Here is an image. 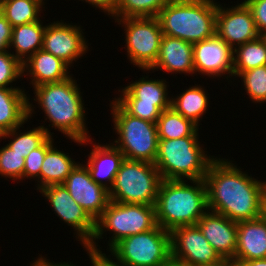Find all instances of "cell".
Wrapping results in <instances>:
<instances>
[{
	"mask_svg": "<svg viewBox=\"0 0 266 266\" xmlns=\"http://www.w3.org/2000/svg\"><path fill=\"white\" fill-rule=\"evenodd\" d=\"M124 27L125 47L130 64L149 70L156 62L163 32L157 17H127L114 19Z\"/></svg>",
	"mask_w": 266,
	"mask_h": 266,
	"instance_id": "11",
	"label": "cell"
},
{
	"mask_svg": "<svg viewBox=\"0 0 266 266\" xmlns=\"http://www.w3.org/2000/svg\"><path fill=\"white\" fill-rule=\"evenodd\" d=\"M157 225L155 206L110 201L102 215L95 221V233L85 250L87 253L105 255L96 241L103 239L107 231L112 234L107 243L109 251L120 240L147 232Z\"/></svg>",
	"mask_w": 266,
	"mask_h": 266,
	"instance_id": "6",
	"label": "cell"
},
{
	"mask_svg": "<svg viewBox=\"0 0 266 266\" xmlns=\"http://www.w3.org/2000/svg\"><path fill=\"white\" fill-rule=\"evenodd\" d=\"M238 77L252 103L266 102V65L244 71Z\"/></svg>",
	"mask_w": 266,
	"mask_h": 266,
	"instance_id": "32",
	"label": "cell"
},
{
	"mask_svg": "<svg viewBox=\"0 0 266 266\" xmlns=\"http://www.w3.org/2000/svg\"><path fill=\"white\" fill-rule=\"evenodd\" d=\"M263 196H264L263 204H266V181L264 180H263Z\"/></svg>",
	"mask_w": 266,
	"mask_h": 266,
	"instance_id": "44",
	"label": "cell"
},
{
	"mask_svg": "<svg viewBox=\"0 0 266 266\" xmlns=\"http://www.w3.org/2000/svg\"><path fill=\"white\" fill-rule=\"evenodd\" d=\"M218 2L172 0L156 16L163 35L195 44L215 35Z\"/></svg>",
	"mask_w": 266,
	"mask_h": 266,
	"instance_id": "4",
	"label": "cell"
},
{
	"mask_svg": "<svg viewBox=\"0 0 266 266\" xmlns=\"http://www.w3.org/2000/svg\"><path fill=\"white\" fill-rule=\"evenodd\" d=\"M12 26L0 13V52L9 50Z\"/></svg>",
	"mask_w": 266,
	"mask_h": 266,
	"instance_id": "37",
	"label": "cell"
},
{
	"mask_svg": "<svg viewBox=\"0 0 266 266\" xmlns=\"http://www.w3.org/2000/svg\"><path fill=\"white\" fill-rule=\"evenodd\" d=\"M79 1H85L89 5H92V7L99 9L101 12H105V14L109 15L110 17L115 16L116 7L118 4V0H79ZM111 14V15H110Z\"/></svg>",
	"mask_w": 266,
	"mask_h": 266,
	"instance_id": "38",
	"label": "cell"
},
{
	"mask_svg": "<svg viewBox=\"0 0 266 266\" xmlns=\"http://www.w3.org/2000/svg\"><path fill=\"white\" fill-rule=\"evenodd\" d=\"M172 0H118L114 19L127 17H156Z\"/></svg>",
	"mask_w": 266,
	"mask_h": 266,
	"instance_id": "31",
	"label": "cell"
},
{
	"mask_svg": "<svg viewBox=\"0 0 266 266\" xmlns=\"http://www.w3.org/2000/svg\"><path fill=\"white\" fill-rule=\"evenodd\" d=\"M170 235L171 256L189 266H215L223 261L197 225L177 227Z\"/></svg>",
	"mask_w": 266,
	"mask_h": 266,
	"instance_id": "13",
	"label": "cell"
},
{
	"mask_svg": "<svg viewBox=\"0 0 266 266\" xmlns=\"http://www.w3.org/2000/svg\"><path fill=\"white\" fill-rule=\"evenodd\" d=\"M38 192L50 203L51 209L68 226L73 227L74 236L85 248L95 233V221L71 197L63 184L43 187ZM79 239V240H78Z\"/></svg>",
	"mask_w": 266,
	"mask_h": 266,
	"instance_id": "12",
	"label": "cell"
},
{
	"mask_svg": "<svg viewBox=\"0 0 266 266\" xmlns=\"http://www.w3.org/2000/svg\"><path fill=\"white\" fill-rule=\"evenodd\" d=\"M161 266H189V265L181 260L175 259L174 257L170 256Z\"/></svg>",
	"mask_w": 266,
	"mask_h": 266,
	"instance_id": "41",
	"label": "cell"
},
{
	"mask_svg": "<svg viewBox=\"0 0 266 266\" xmlns=\"http://www.w3.org/2000/svg\"><path fill=\"white\" fill-rule=\"evenodd\" d=\"M205 87L198 85L191 86L179 95L171 96V107L181 114L185 119L195 123L198 127L206 111L209 109V94ZM201 120V121H200Z\"/></svg>",
	"mask_w": 266,
	"mask_h": 266,
	"instance_id": "26",
	"label": "cell"
},
{
	"mask_svg": "<svg viewBox=\"0 0 266 266\" xmlns=\"http://www.w3.org/2000/svg\"><path fill=\"white\" fill-rule=\"evenodd\" d=\"M199 135L177 139H158L155 166L164 180L204 179L210 163L216 158L207 155ZM204 149V150H203Z\"/></svg>",
	"mask_w": 266,
	"mask_h": 266,
	"instance_id": "5",
	"label": "cell"
},
{
	"mask_svg": "<svg viewBox=\"0 0 266 266\" xmlns=\"http://www.w3.org/2000/svg\"><path fill=\"white\" fill-rule=\"evenodd\" d=\"M54 144V139L50 136L40 147L31 151L24 159V171L23 180L36 179L37 190H40V171L43 160L45 159V154L47 150Z\"/></svg>",
	"mask_w": 266,
	"mask_h": 266,
	"instance_id": "34",
	"label": "cell"
},
{
	"mask_svg": "<svg viewBox=\"0 0 266 266\" xmlns=\"http://www.w3.org/2000/svg\"><path fill=\"white\" fill-rule=\"evenodd\" d=\"M63 185L94 221L102 215L111 201L109 190L92 180L83 162L76 165Z\"/></svg>",
	"mask_w": 266,
	"mask_h": 266,
	"instance_id": "16",
	"label": "cell"
},
{
	"mask_svg": "<svg viewBox=\"0 0 266 266\" xmlns=\"http://www.w3.org/2000/svg\"><path fill=\"white\" fill-rule=\"evenodd\" d=\"M215 34L232 49L259 37L252 12L244 1L229 8L218 2Z\"/></svg>",
	"mask_w": 266,
	"mask_h": 266,
	"instance_id": "15",
	"label": "cell"
},
{
	"mask_svg": "<svg viewBox=\"0 0 266 266\" xmlns=\"http://www.w3.org/2000/svg\"><path fill=\"white\" fill-rule=\"evenodd\" d=\"M22 77V63L9 50L0 52V87L19 88L11 84Z\"/></svg>",
	"mask_w": 266,
	"mask_h": 266,
	"instance_id": "35",
	"label": "cell"
},
{
	"mask_svg": "<svg viewBox=\"0 0 266 266\" xmlns=\"http://www.w3.org/2000/svg\"><path fill=\"white\" fill-rule=\"evenodd\" d=\"M215 266H241L240 263L233 260H223L220 264Z\"/></svg>",
	"mask_w": 266,
	"mask_h": 266,
	"instance_id": "43",
	"label": "cell"
},
{
	"mask_svg": "<svg viewBox=\"0 0 266 266\" xmlns=\"http://www.w3.org/2000/svg\"><path fill=\"white\" fill-rule=\"evenodd\" d=\"M162 180L154 163L124 159L109 190L110 200L155 206Z\"/></svg>",
	"mask_w": 266,
	"mask_h": 266,
	"instance_id": "8",
	"label": "cell"
},
{
	"mask_svg": "<svg viewBox=\"0 0 266 266\" xmlns=\"http://www.w3.org/2000/svg\"><path fill=\"white\" fill-rule=\"evenodd\" d=\"M263 216L266 218V204H263Z\"/></svg>",
	"mask_w": 266,
	"mask_h": 266,
	"instance_id": "46",
	"label": "cell"
},
{
	"mask_svg": "<svg viewBox=\"0 0 266 266\" xmlns=\"http://www.w3.org/2000/svg\"><path fill=\"white\" fill-rule=\"evenodd\" d=\"M71 68L62 59L53 54L38 50L22 64L23 75L30 78V84L37 87L47 83H57L71 77Z\"/></svg>",
	"mask_w": 266,
	"mask_h": 266,
	"instance_id": "21",
	"label": "cell"
},
{
	"mask_svg": "<svg viewBox=\"0 0 266 266\" xmlns=\"http://www.w3.org/2000/svg\"><path fill=\"white\" fill-rule=\"evenodd\" d=\"M28 94L20 88L0 87V134L28 119Z\"/></svg>",
	"mask_w": 266,
	"mask_h": 266,
	"instance_id": "23",
	"label": "cell"
},
{
	"mask_svg": "<svg viewBox=\"0 0 266 266\" xmlns=\"http://www.w3.org/2000/svg\"><path fill=\"white\" fill-rule=\"evenodd\" d=\"M24 155L15 152L6 144L0 147V176L14 181L23 180Z\"/></svg>",
	"mask_w": 266,
	"mask_h": 266,
	"instance_id": "33",
	"label": "cell"
},
{
	"mask_svg": "<svg viewBox=\"0 0 266 266\" xmlns=\"http://www.w3.org/2000/svg\"><path fill=\"white\" fill-rule=\"evenodd\" d=\"M156 125L158 139H177L190 135H199V127L192 121L185 119L172 107L162 111Z\"/></svg>",
	"mask_w": 266,
	"mask_h": 266,
	"instance_id": "28",
	"label": "cell"
},
{
	"mask_svg": "<svg viewBox=\"0 0 266 266\" xmlns=\"http://www.w3.org/2000/svg\"><path fill=\"white\" fill-rule=\"evenodd\" d=\"M241 266H266V258L265 259H253L244 263H240Z\"/></svg>",
	"mask_w": 266,
	"mask_h": 266,
	"instance_id": "42",
	"label": "cell"
},
{
	"mask_svg": "<svg viewBox=\"0 0 266 266\" xmlns=\"http://www.w3.org/2000/svg\"><path fill=\"white\" fill-rule=\"evenodd\" d=\"M80 25L54 21L46 25L42 49L62 59L70 67L89 51V43ZM77 59V60H76Z\"/></svg>",
	"mask_w": 266,
	"mask_h": 266,
	"instance_id": "14",
	"label": "cell"
},
{
	"mask_svg": "<svg viewBox=\"0 0 266 266\" xmlns=\"http://www.w3.org/2000/svg\"><path fill=\"white\" fill-rule=\"evenodd\" d=\"M193 62L194 76L233 78V49L216 34L193 44Z\"/></svg>",
	"mask_w": 266,
	"mask_h": 266,
	"instance_id": "17",
	"label": "cell"
},
{
	"mask_svg": "<svg viewBox=\"0 0 266 266\" xmlns=\"http://www.w3.org/2000/svg\"><path fill=\"white\" fill-rule=\"evenodd\" d=\"M266 258V218L237 222V242L235 257L238 263Z\"/></svg>",
	"mask_w": 266,
	"mask_h": 266,
	"instance_id": "20",
	"label": "cell"
},
{
	"mask_svg": "<svg viewBox=\"0 0 266 266\" xmlns=\"http://www.w3.org/2000/svg\"><path fill=\"white\" fill-rule=\"evenodd\" d=\"M165 79H152L146 75L118 89L113 99L131 116L156 123L162 111L171 107Z\"/></svg>",
	"mask_w": 266,
	"mask_h": 266,
	"instance_id": "10",
	"label": "cell"
},
{
	"mask_svg": "<svg viewBox=\"0 0 266 266\" xmlns=\"http://www.w3.org/2000/svg\"><path fill=\"white\" fill-rule=\"evenodd\" d=\"M44 1L46 0H1L0 13L12 27L37 22L45 8Z\"/></svg>",
	"mask_w": 266,
	"mask_h": 266,
	"instance_id": "27",
	"label": "cell"
},
{
	"mask_svg": "<svg viewBox=\"0 0 266 266\" xmlns=\"http://www.w3.org/2000/svg\"><path fill=\"white\" fill-rule=\"evenodd\" d=\"M162 180L155 202L156 221L171 232L180 226L196 225L208 211L204 179ZM193 184V185H192Z\"/></svg>",
	"mask_w": 266,
	"mask_h": 266,
	"instance_id": "3",
	"label": "cell"
},
{
	"mask_svg": "<svg viewBox=\"0 0 266 266\" xmlns=\"http://www.w3.org/2000/svg\"><path fill=\"white\" fill-rule=\"evenodd\" d=\"M78 85L77 80L71 76L61 82L32 87L35 98L30 99V95H28V119H32V115L36 114L34 110L36 105L29 101L34 100L35 104L37 102L38 108L43 110L45 122L48 119L51 123L49 126H45V123L40 125L50 136L54 137V133L50 132L48 128L52 126V129H58L57 131L65 135L66 139L69 138L79 146H83L85 143L88 145L94 141H92L93 138L86 126L83 93Z\"/></svg>",
	"mask_w": 266,
	"mask_h": 266,
	"instance_id": "2",
	"label": "cell"
},
{
	"mask_svg": "<svg viewBox=\"0 0 266 266\" xmlns=\"http://www.w3.org/2000/svg\"><path fill=\"white\" fill-rule=\"evenodd\" d=\"M109 252L106 256L118 266H161L171 256V235L157 225L120 240Z\"/></svg>",
	"mask_w": 266,
	"mask_h": 266,
	"instance_id": "9",
	"label": "cell"
},
{
	"mask_svg": "<svg viewBox=\"0 0 266 266\" xmlns=\"http://www.w3.org/2000/svg\"><path fill=\"white\" fill-rule=\"evenodd\" d=\"M250 8L258 33L266 32V0H243Z\"/></svg>",
	"mask_w": 266,
	"mask_h": 266,
	"instance_id": "36",
	"label": "cell"
},
{
	"mask_svg": "<svg viewBox=\"0 0 266 266\" xmlns=\"http://www.w3.org/2000/svg\"><path fill=\"white\" fill-rule=\"evenodd\" d=\"M92 148L85 165L92 180L110 190L125 159L124 154L112 142L105 145L93 143Z\"/></svg>",
	"mask_w": 266,
	"mask_h": 266,
	"instance_id": "22",
	"label": "cell"
},
{
	"mask_svg": "<svg viewBox=\"0 0 266 266\" xmlns=\"http://www.w3.org/2000/svg\"><path fill=\"white\" fill-rule=\"evenodd\" d=\"M161 70L169 74H194L193 44L179 38L163 35L160 44L158 58L149 70ZM188 73V74H187Z\"/></svg>",
	"mask_w": 266,
	"mask_h": 266,
	"instance_id": "19",
	"label": "cell"
},
{
	"mask_svg": "<svg viewBox=\"0 0 266 266\" xmlns=\"http://www.w3.org/2000/svg\"><path fill=\"white\" fill-rule=\"evenodd\" d=\"M232 162L216 156L210 163L204 178L207 208L236 222L257 219L263 215V181Z\"/></svg>",
	"mask_w": 266,
	"mask_h": 266,
	"instance_id": "1",
	"label": "cell"
},
{
	"mask_svg": "<svg viewBox=\"0 0 266 266\" xmlns=\"http://www.w3.org/2000/svg\"><path fill=\"white\" fill-rule=\"evenodd\" d=\"M27 122H29L28 119L22 125L12 129L11 131L0 134L1 141L2 139L6 140V138L12 139L9 140V143L6 145L15 152L24 155V157H26L34 149L40 147L50 137V135L41 126H37L32 129L30 128V130L21 132L20 128H24L23 125Z\"/></svg>",
	"mask_w": 266,
	"mask_h": 266,
	"instance_id": "30",
	"label": "cell"
},
{
	"mask_svg": "<svg viewBox=\"0 0 266 266\" xmlns=\"http://www.w3.org/2000/svg\"><path fill=\"white\" fill-rule=\"evenodd\" d=\"M30 264H31L30 266H76L75 264H73V262L72 264L71 262L69 264L68 262L67 263L66 262L55 263L53 261L52 263L50 262L49 259L46 258V256L44 257L42 255H40V257H38L37 259L33 260V263H30Z\"/></svg>",
	"mask_w": 266,
	"mask_h": 266,
	"instance_id": "40",
	"label": "cell"
},
{
	"mask_svg": "<svg viewBox=\"0 0 266 266\" xmlns=\"http://www.w3.org/2000/svg\"><path fill=\"white\" fill-rule=\"evenodd\" d=\"M53 144L46 152L40 171V189L50 185L63 184L79 162L69 153L58 150Z\"/></svg>",
	"mask_w": 266,
	"mask_h": 266,
	"instance_id": "25",
	"label": "cell"
},
{
	"mask_svg": "<svg viewBox=\"0 0 266 266\" xmlns=\"http://www.w3.org/2000/svg\"><path fill=\"white\" fill-rule=\"evenodd\" d=\"M205 239L223 260L235 257L237 222L208 210L196 223Z\"/></svg>",
	"mask_w": 266,
	"mask_h": 266,
	"instance_id": "18",
	"label": "cell"
},
{
	"mask_svg": "<svg viewBox=\"0 0 266 266\" xmlns=\"http://www.w3.org/2000/svg\"><path fill=\"white\" fill-rule=\"evenodd\" d=\"M88 254L90 258V262L92 265L90 266H118L115 263H113L109 257L105 255L100 254H94V253H86Z\"/></svg>",
	"mask_w": 266,
	"mask_h": 266,
	"instance_id": "39",
	"label": "cell"
},
{
	"mask_svg": "<svg viewBox=\"0 0 266 266\" xmlns=\"http://www.w3.org/2000/svg\"><path fill=\"white\" fill-rule=\"evenodd\" d=\"M266 65V47L258 37L233 49V77L249 69Z\"/></svg>",
	"mask_w": 266,
	"mask_h": 266,
	"instance_id": "29",
	"label": "cell"
},
{
	"mask_svg": "<svg viewBox=\"0 0 266 266\" xmlns=\"http://www.w3.org/2000/svg\"><path fill=\"white\" fill-rule=\"evenodd\" d=\"M40 19L37 22L12 27L9 51L23 64L43 47V34L46 25ZM15 51V52H14Z\"/></svg>",
	"mask_w": 266,
	"mask_h": 266,
	"instance_id": "24",
	"label": "cell"
},
{
	"mask_svg": "<svg viewBox=\"0 0 266 266\" xmlns=\"http://www.w3.org/2000/svg\"><path fill=\"white\" fill-rule=\"evenodd\" d=\"M110 108L113 131L117 133L112 143L127 160L154 163L158 148L156 123L131 116L114 99Z\"/></svg>",
	"mask_w": 266,
	"mask_h": 266,
	"instance_id": "7",
	"label": "cell"
},
{
	"mask_svg": "<svg viewBox=\"0 0 266 266\" xmlns=\"http://www.w3.org/2000/svg\"><path fill=\"white\" fill-rule=\"evenodd\" d=\"M260 39L263 41L266 47V32L260 33L259 34Z\"/></svg>",
	"mask_w": 266,
	"mask_h": 266,
	"instance_id": "45",
	"label": "cell"
}]
</instances>
